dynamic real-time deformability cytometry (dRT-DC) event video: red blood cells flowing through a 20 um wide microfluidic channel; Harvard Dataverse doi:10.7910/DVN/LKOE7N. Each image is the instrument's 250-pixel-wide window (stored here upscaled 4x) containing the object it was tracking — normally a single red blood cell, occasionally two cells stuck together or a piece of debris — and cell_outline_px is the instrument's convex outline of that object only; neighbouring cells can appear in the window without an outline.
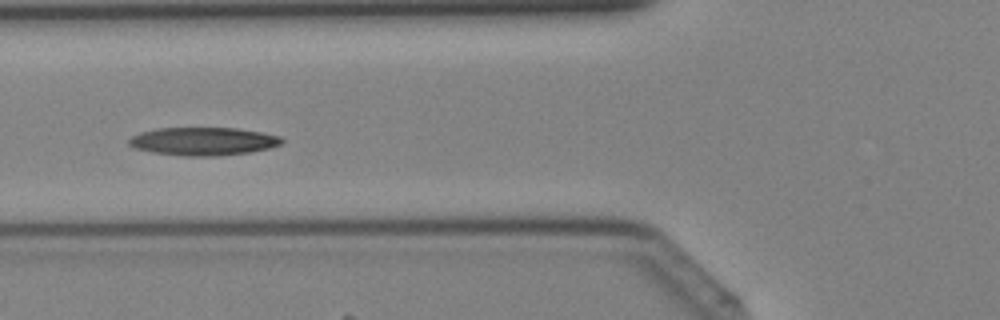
{"species": "Egyptian fruit bat (a non-hibernating species)", "species_latin": "Rousettus aegyptiacus", "temperature_condition": "cold", "stored_images_in_passage": 4, "camera_frame_rate_fps": 3000, "um_per_image_px": 0.085, "animal": {"sex": "female"}, "frame": {"image": 1, "passage_image": 4, "time_ms": 1.0, "image_size_px": [1000, 320], "cell_outline_px": [[284, 144], [268, 148], [248, 152], [216, 156], [184, 156], [152, 152], [136, 148], [128, 144], [128, 140], [132, 136], [140, 132], [156, 128], [236, 128], [260, 132], [280, 136], [284, 140]], "centroid_in_image_um": [17.27, 12.01], "position_along_channel_um": 108.5, "area_um2": 24.97}}